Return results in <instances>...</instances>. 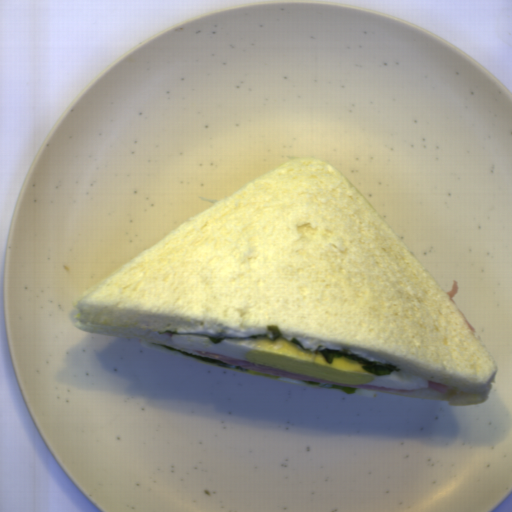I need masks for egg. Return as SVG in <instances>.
<instances>
[{"mask_svg": "<svg viewBox=\"0 0 512 512\" xmlns=\"http://www.w3.org/2000/svg\"><path fill=\"white\" fill-rule=\"evenodd\" d=\"M171 344L211 352L294 374L347 385H370L381 388L429 389V379L405 371L374 375L363 363L345 357H333L332 363L320 351L301 350L284 338L226 339L215 344L208 336L172 334Z\"/></svg>", "mask_w": 512, "mask_h": 512, "instance_id": "1", "label": "egg"}]
</instances>
